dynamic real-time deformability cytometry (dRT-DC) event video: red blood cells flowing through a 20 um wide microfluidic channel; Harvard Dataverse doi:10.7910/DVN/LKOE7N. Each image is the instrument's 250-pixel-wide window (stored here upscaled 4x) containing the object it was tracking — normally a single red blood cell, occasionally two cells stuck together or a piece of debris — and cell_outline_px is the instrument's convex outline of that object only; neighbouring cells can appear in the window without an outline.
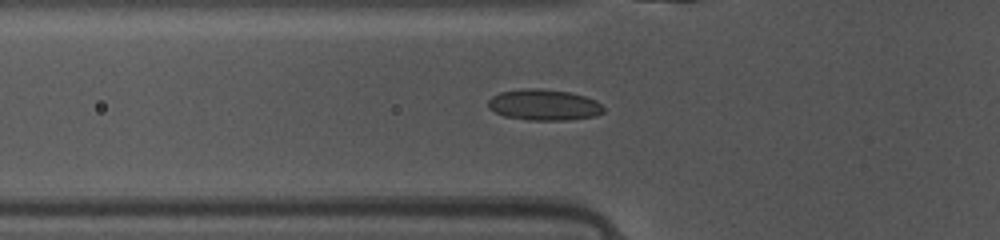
{"species": "common noctule bat (a hibernating species)", "species_latin": "Nyctalus noctula", "temperature_condition": "warm", "stored_images_in_passage": 37, "camera_frame_rate_fps": 3000, "um_per_image_px": 0.085, "animal": {"sex": "female", "body_mass_g": 10.0, "forearm_length_mm": 53.1}, "frame": {"image": 1, "passage_image": 9, "time_ms": 2.667, "image_size_px": [1000, 240], "cell_outline_px": [[604, 112], [596, 116], [568, 120], [528, 120], [504, 116], [488, 108], [488, 100], [492, 96], [500, 92], [528, 88], [540, 88], [568, 92], [584, 96], [596, 100], [604, 108]], "centroid_in_image_um": [46.24, 8.92], "position_along_channel_um": 79.6, "area_um2": 20.87}}
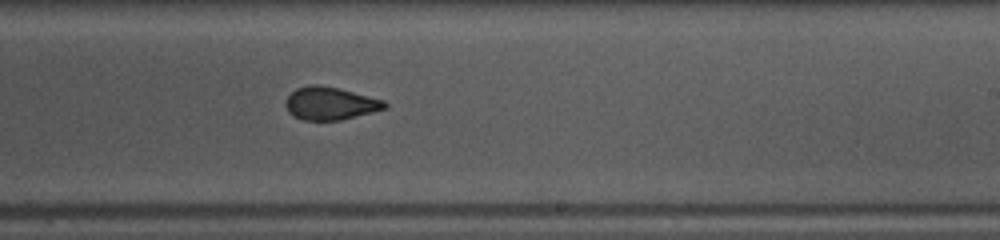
{"frame": {"image": 2, "passage_image": 22, "time_ms": 7.0, "image_size_px": [1000, 240], "cell_outline_px": [[388, 108], [340, 120], [300, 120], [292, 116], [288, 112], [284, 104], [288, 96], [296, 88], [312, 84], [320, 84], [340, 88], [384, 100], [388, 104]], "centroid_in_image_um": [28.05, 8.78], "position_along_channel_um": 260.9, "area_um2": 19.19}}
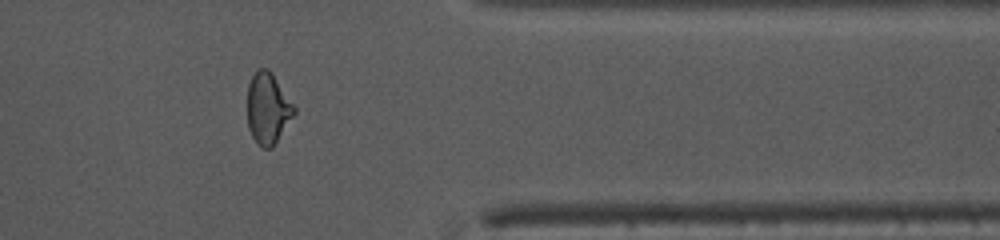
{"frame": {"image": 3, "passage_image": 32, "time_ms": 10.333, "image_size_px": [1000, 240], "cell_outline_px": [[296, 112], [272, 148], [260, 148], [256, 144], [248, 128], [248, 84], [252, 76], [260, 68], [268, 68], [272, 72], [296, 108]], "centroid_in_image_um": [22.77, 9.23], "position_along_channel_um": 388.6, "area_um2": 19.42}}